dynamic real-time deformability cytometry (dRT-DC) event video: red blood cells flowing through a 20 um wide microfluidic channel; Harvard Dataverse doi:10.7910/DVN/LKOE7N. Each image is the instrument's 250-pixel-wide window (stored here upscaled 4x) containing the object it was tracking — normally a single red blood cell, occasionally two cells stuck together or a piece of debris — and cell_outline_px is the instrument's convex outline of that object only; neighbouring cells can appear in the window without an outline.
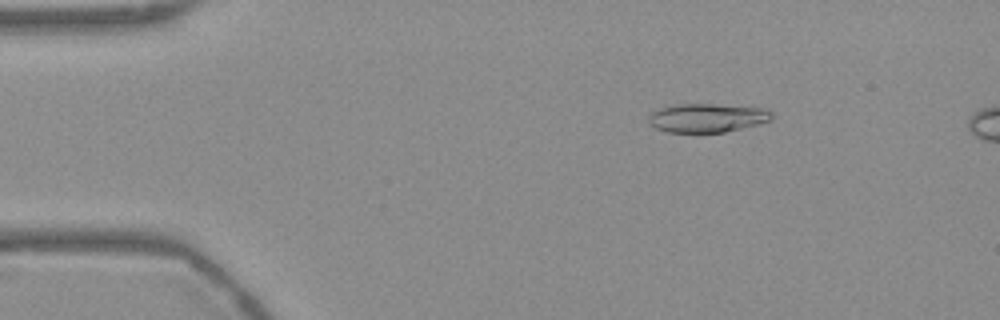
{"species": "Egyptian fruit bat (a non-hibernating species)", "species_latin": "Rousettus aegyptiacus", "temperature_condition": "warm", "stored_images_in_passage": 53, "camera_frame_rate_fps": 3000, "um_per_image_px": 0.085, "frame": {"image": 1, "passage_image": 8, "time_ms": 2.333, "image_size_px": [1000, 320], "cell_outline_px": [[772, 120], [760, 124], [724, 132], [668, 132], [656, 128], [648, 124], [648, 116], [652, 112], [660, 108], [672, 104], [716, 104], [764, 108], [772, 112]], "centroid_in_image_um": [60.1, 10.01], "position_along_channel_um": 24.9, "area_um2": 20.81}}
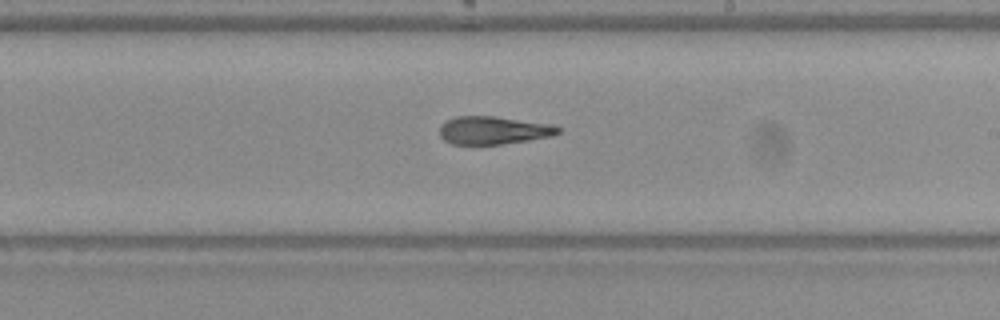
{"frame": {"image": 2, "passage_image": 31, "time_ms": 10.0, "image_size_px": [1000, 320], "cell_outline_px": [[560, 132], [552, 136], [528, 140], [500, 144], [452, 144], [444, 140], [440, 136], [440, 124], [444, 120], [456, 116], [496, 116], [552, 124], [560, 128]], "centroid_in_image_um": [41.91, 11.06], "position_along_channel_um": 247.1, "area_um2": 19.42}}
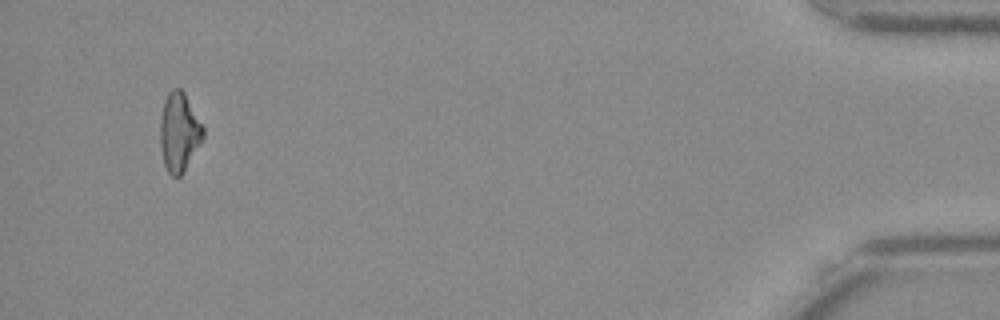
{"frame": {"image": 3, "passage_image": 51, "time_ms": 16.667, "image_size_px": [1000, 320], "cell_outline_px": [[204, 140], [184, 172], [180, 176], [172, 176], [168, 172], [164, 164], [160, 144], [160, 116], [164, 100], [168, 92], [172, 88], [180, 88], [184, 92], [204, 128]], "centroid_in_image_um": [15.23, 11.24], "position_along_channel_um": 420.0, "area_um2": 20.0}, "authors_computed_cell_mechanics": {"area_um2": 20.519, "velocity_mm_per_s": 3.7773, "shape_relaxation_time_tau1_ms": null, "shape_relaxation_time_tau2_ms": 6.6855, "deformation_change_tau1": null, "deformation_change_tau2": 0.1555}}